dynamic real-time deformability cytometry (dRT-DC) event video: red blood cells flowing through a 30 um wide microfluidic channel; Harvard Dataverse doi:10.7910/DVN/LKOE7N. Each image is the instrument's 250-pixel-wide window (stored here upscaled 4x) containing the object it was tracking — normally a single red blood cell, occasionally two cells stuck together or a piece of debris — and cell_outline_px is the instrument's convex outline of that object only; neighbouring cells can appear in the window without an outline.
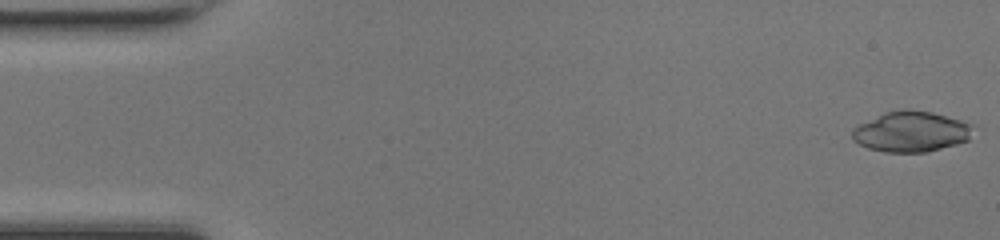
{"species": "common noctule bat (a hibernating species)", "species_latin": "Nyctalus noctula", "temperature_condition": "room temperature", "stored_images_in_passage": 49, "camera_frame_rate_fps": 3000, "um_per_image_px": 0.085, "animal": {"sex": "female", "body_mass_g": 17.0, "forearm_length_mm": 48.0}, "frame": {"image": 1, "passage_image": 1, "time_ms": 0.0, "image_size_px": [1000, 240], "cell_outline_px": [[972, 124], [968, 140], [956, 144], [924, 152], [884, 152], [868, 148], [852, 140], [852, 128], [884, 112], [904, 108], [908, 108], [932, 112], [960, 120]], "centroid_in_image_um": [77.4, 11.17], "position_along_channel_um": 7.6, "area_um2": 28.38}}